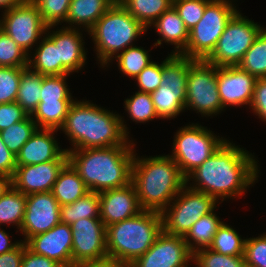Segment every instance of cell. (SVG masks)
<instances>
[{"label": "cell", "instance_id": "cell-34", "mask_svg": "<svg viewBox=\"0 0 266 267\" xmlns=\"http://www.w3.org/2000/svg\"><path fill=\"white\" fill-rule=\"evenodd\" d=\"M245 240L234 227L223 222L209 249L219 254L241 256L244 255Z\"/></svg>", "mask_w": 266, "mask_h": 267}, {"label": "cell", "instance_id": "cell-4", "mask_svg": "<svg viewBox=\"0 0 266 267\" xmlns=\"http://www.w3.org/2000/svg\"><path fill=\"white\" fill-rule=\"evenodd\" d=\"M135 156L132 178L143 210L162 212L186 185V177L168 155Z\"/></svg>", "mask_w": 266, "mask_h": 267}, {"label": "cell", "instance_id": "cell-12", "mask_svg": "<svg viewBox=\"0 0 266 267\" xmlns=\"http://www.w3.org/2000/svg\"><path fill=\"white\" fill-rule=\"evenodd\" d=\"M186 85L185 110L193 109L202 117L216 116L225 111L219 96L216 65L206 60H193Z\"/></svg>", "mask_w": 266, "mask_h": 267}, {"label": "cell", "instance_id": "cell-40", "mask_svg": "<svg viewBox=\"0 0 266 267\" xmlns=\"http://www.w3.org/2000/svg\"><path fill=\"white\" fill-rule=\"evenodd\" d=\"M69 75H42L40 101L76 100L66 83Z\"/></svg>", "mask_w": 266, "mask_h": 267}, {"label": "cell", "instance_id": "cell-54", "mask_svg": "<svg viewBox=\"0 0 266 267\" xmlns=\"http://www.w3.org/2000/svg\"><path fill=\"white\" fill-rule=\"evenodd\" d=\"M23 0H0V10L8 11L9 9L19 5Z\"/></svg>", "mask_w": 266, "mask_h": 267}, {"label": "cell", "instance_id": "cell-24", "mask_svg": "<svg viewBox=\"0 0 266 267\" xmlns=\"http://www.w3.org/2000/svg\"><path fill=\"white\" fill-rule=\"evenodd\" d=\"M112 5L110 0H71L64 23L69 24L67 28L82 27L88 32Z\"/></svg>", "mask_w": 266, "mask_h": 267}, {"label": "cell", "instance_id": "cell-44", "mask_svg": "<svg viewBox=\"0 0 266 267\" xmlns=\"http://www.w3.org/2000/svg\"><path fill=\"white\" fill-rule=\"evenodd\" d=\"M244 258L246 266L266 267V233L246 238Z\"/></svg>", "mask_w": 266, "mask_h": 267}, {"label": "cell", "instance_id": "cell-33", "mask_svg": "<svg viewBox=\"0 0 266 267\" xmlns=\"http://www.w3.org/2000/svg\"><path fill=\"white\" fill-rule=\"evenodd\" d=\"M237 66L256 79L266 78V27L256 37Z\"/></svg>", "mask_w": 266, "mask_h": 267}, {"label": "cell", "instance_id": "cell-23", "mask_svg": "<svg viewBox=\"0 0 266 267\" xmlns=\"http://www.w3.org/2000/svg\"><path fill=\"white\" fill-rule=\"evenodd\" d=\"M151 26L155 27V31L161 37L154 43V47L163 43L174 45L175 51L172 50L171 54H181L186 49L189 30L185 27L183 20L173 6L165 11Z\"/></svg>", "mask_w": 266, "mask_h": 267}, {"label": "cell", "instance_id": "cell-52", "mask_svg": "<svg viewBox=\"0 0 266 267\" xmlns=\"http://www.w3.org/2000/svg\"><path fill=\"white\" fill-rule=\"evenodd\" d=\"M80 267H133V265L130 262H123L108 258L106 260L85 264Z\"/></svg>", "mask_w": 266, "mask_h": 267}, {"label": "cell", "instance_id": "cell-42", "mask_svg": "<svg viewBox=\"0 0 266 267\" xmlns=\"http://www.w3.org/2000/svg\"><path fill=\"white\" fill-rule=\"evenodd\" d=\"M28 67H0V104L16 101L21 72Z\"/></svg>", "mask_w": 266, "mask_h": 267}, {"label": "cell", "instance_id": "cell-46", "mask_svg": "<svg viewBox=\"0 0 266 267\" xmlns=\"http://www.w3.org/2000/svg\"><path fill=\"white\" fill-rule=\"evenodd\" d=\"M29 114L16 102L0 104V131L26 119Z\"/></svg>", "mask_w": 266, "mask_h": 267}, {"label": "cell", "instance_id": "cell-18", "mask_svg": "<svg viewBox=\"0 0 266 267\" xmlns=\"http://www.w3.org/2000/svg\"><path fill=\"white\" fill-rule=\"evenodd\" d=\"M52 28H55V26H47L45 34L58 47L61 75L78 73L87 63L86 55L88 51L85 50L82 33L84 30L67 28L65 24L58 30L56 28V31H52Z\"/></svg>", "mask_w": 266, "mask_h": 267}, {"label": "cell", "instance_id": "cell-28", "mask_svg": "<svg viewBox=\"0 0 266 267\" xmlns=\"http://www.w3.org/2000/svg\"><path fill=\"white\" fill-rule=\"evenodd\" d=\"M75 100L40 101L31 115L40 129L59 131L64 125L66 115Z\"/></svg>", "mask_w": 266, "mask_h": 267}, {"label": "cell", "instance_id": "cell-20", "mask_svg": "<svg viewBox=\"0 0 266 267\" xmlns=\"http://www.w3.org/2000/svg\"><path fill=\"white\" fill-rule=\"evenodd\" d=\"M68 160L47 161L41 164L17 166L12 186L24 195L50 192Z\"/></svg>", "mask_w": 266, "mask_h": 267}, {"label": "cell", "instance_id": "cell-15", "mask_svg": "<svg viewBox=\"0 0 266 267\" xmlns=\"http://www.w3.org/2000/svg\"><path fill=\"white\" fill-rule=\"evenodd\" d=\"M60 223V204L52 192L26 195V208L20 234L26 242L30 237L45 233Z\"/></svg>", "mask_w": 266, "mask_h": 267}, {"label": "cell", "instance_id": "cell-7", "mask_svg": "<svg viewBox=\"0 0 266 267\" xmlns=\"http://www.w3.org/2000/svg\"><path fill=\"white\" fill-rule=\"evenodd\" d=\"M192 61L171 53L163 60L161 85L150 93L159 119L171 120L185 112L186 84Z\"/></svg>", "mask_w": 266, "mask_h": 267}, {"label": "cell", "instance_id": "cell-16", "mask_svg": "<svg viewBox=\"0 0 266 267\" xmlns=\"http://www.w3.org/2000/svg\"><path fill=\"white\" fill-rule=\"evenodd\" d=\"M192 253L182 236L166 234L163 231L155 243L133 263V267H190Z\"/></svg>", "mask_w": 266, "mask_h": 267}, {"label": "cell", "instance_id": "cell-32", "mask_svg": "<svg viewBox=\"0 0 266 267\" xmlns=\"http://www.w3.org/2000/svg\"><path fill=\"white\" fill-rule=\"evenodd\" d=\"M26 208V195L13 186L0 196V227L4 224L17 226L20 231Z\"/></svg>", "mask_w": 266, "mask_h": 267}, {"label": "cell", "instance_id": "cell-1", "mask_svg": "<svg viewBox=\"0 0 266 267\" xmlns=\"http://www.w3.org/2000/svg\"><path fill=\"white\" fill-rule=\"evenodd\" d=\"M256 160L252 153L226 140L186 177V184L210 195L219 204L229 198H240L258 181L260 167Z\"/></svg>", "mask_w": 266, "mask_h": 267}, {"label": "cell", "instance_id": "cell-53", "mask_svg": "<svg viewBox=\"0 0 266 267\" xmlns=\"http://www.w3.org/2000/svg\"><path fill=\"white\" fill-rule=\"evenodd\" d=\"M12 186V177L0 173V196H2Z\"/></svg>", "mask_w": 266, "mask_h": 267}, {"label": "cell", "instance_id": "cell-17", "mask_svg": "<svg viewBox=\"0 0 266 267\" xmlns=\"http://www.w3.org/2000/svg\"><path fill=\"white\" fill-rule=\"evenodd\" d=\"M72 229L60 222L45 233L30 237L26 247L35 254L55 260L62 267H72Z\"/></svg>", "mask_w": 266, "mask_h": 267}, {"label": "cell", "instance_id": "cell-22", "mask_svg": "<svg viewBox=\"0 0 266 267\" xmlns=\"http://www.w3.org/2000/svg\"><path fill=\"white\" fill-rule=\"evenodd\" d=\"M55 132L57 133L58 131L37 128L16 155L17 166L68 160L67 151L59 145L55 138Z\"/></svg>", "mask_w": 266, "mask_h": 267}, {"label": "cell", "instance_id": "cell-48", "mask_svg": "<svg viewBox=\"0 0 266 267\" xmlns=\"http://www.w3.org/2000/svg\"><path fill=\"white\" fill-rule=\"evenodd\" d=\"M21 267H62L55 260L49 259L46 256L35 254L30 251L24 242V255L21 262Z\"/></svg>", "mask_w": 266, "mask_h": 267}, {"label": "cell", "instance_id": "cell-5", "mask_svg": "<svg viewBox=\"0 0 266 267\" xmlns=\"http://www.w3.org/2000/svg\"><path fill=\"white\" fill-rule=\"evenodd\" d=\"M163 231L160 212L143 210L106 227L109 259L133 263L145 254Z\"/></svg>", "mask_w": 266, "mask_h": 267}, {"label": "cell", "instance_id": "cell-51", "mask_svg": "<svg viewBox=\"0 0 266 267\" xmlns=\"http://www.w3.org/2000/svg\"><path fill=\"white\" fill-rule=\"evenodd\" d=\"M9 233L0 228V255L15 249L22 241H11Z\"/></svg>", "mask_w": 266, "mask_h": 267}, {"label": "cell", "instance_id": "cell-21", "mask_svg": "<svg viewBox=\"0 0 266 267\" xmlns=\"http://www.w3.org/2000/svg\"><path fill=\"white\" fill-rule=\"evenodd\" d=\"M100 219L105 227L139 214L140 206L133 183L99 192Z\"/></svg>", "mask_w": 266, "mask_h": 267}, {"label": "cell", "instance_id": "cell-35", "mask_svg": "<svg viewBox=\"0 0 266 267\" xmlns=\"http://www.w3.org/2000/svg\"><path fill=\"white\" fill-rule=\"evenodd\" d=\"M148 50L139 46H130L115 57L118 70L129 78H134L151 62Z\"/></svg>", "mask_w": 266, "mask_h": 267}, {"label": "cell", "instance_id": "cell-45", "mask_svg": "<svg viewBox=\"0 0 266 267\" xmlns=\"http://www.w3.org/2000/svg\"><path fill=\"white\" fill-rule=\"evenodd\" d=\"M162 78V61L161 64L151 62L134 78L139 87L137 91L152 93L161 85Z\"/></svg>", "mask_w": 266, "mask_h": 267}, {"label": "cell", "instance_id": "cell-13", "mask_svg": "<svg viewBox=\"0 0 266 267\" xmlns=\"http://www.w3.org/2000/svg\"><path fill=\"white\" fill-rule=\"evenodd\" d=\"M2 16L0 28L30 54L47 29L36 4L32 0H23Z\"/></svg>", "mask_w": 266, "mask_h": 267}, {"label": "cell", "instance_id": "cell-50", "mask_svg": "<svg viewBox=\"0 0 266 267\" xmlns=\"http://www.w3.org/2000/svg\"><path fill=\"white\" fill-rule=\"evenodd\" d=\"M24 255V242H21L15 249L0 255V267H21Z\"/></svg>", "mask_w": 266, "mask_h": 267}, {"label": "cell", "instance_id": "cell-2", "mask_svg": "<svg viewBox=\"0 0 266 267\" xmlns=\"http://www.w3.org/2000/svg\"><path fill=\"white\" fill-rule=\"evenodd\" d=\"M125 123L124 118L116 112L99 107L89 100L76 99L60 130L67 135L73 147L66 151L134 145Z\"/></svg>", "mask_w": 266, "mask_h": 267}, {"label": "cell", "instance_id": "cell-3", "mask_svg": "<svg viewBox=\"0 0 266 267\" xmlns=\"http://www.w3.org/2000/svg\"><path fill=\"white\" fill-rule=\"evenodd\" d=\"M134 146L68 150V162L90 192L120 188L131 183Z\"/></svg>", "mask_w": 266, "mask_h": 267}, {"label": "cell", "instance_id": "cell-25", "mask_svg": "<svg viewBox=\"0 0 266 267\" xmlns=\"http://www.w3.org/2000/svg\"><path fill=\"white\" fill-rule=\"evenodd\" d=\"M51 192L60 206H62L75 202L90 191L77 171L68 162L59 173Z\"/></svg>", "mask_w": 266, "mask_h": 267}, {"label": "cell", "instance_id": "cell-29", "mask_svg": "<svg viewBox=\"0 0 266 267\" xmlns=\"http://www.w3.org/2000/svg\"><path fill=\"white\" fill-rule=\"evenodd\" d=\"M119 3L147 29L173 6V0H119Z\"/></svg>", "mask_w": 266, "mask_h": 267}, {"label": "cell", "instance_id": "cell-38", "mask_svg": "<svg viewBox=\"0 0 266 267\" xmlns=\"http://www.w3.org/2000/svg\"><path fill=\"white\" fill-rule=\"evenodd\" d=\"M192 262L196 267H246L244 255H224L209 248L195 251L192 254Z\"/></svg>", "mask_w": 266, "mask_h": 267}, {"label": "cell", "instance_id": "cell-27", "mask_svg": "<svg viewBox=\"0 0 266 267\" xmlns=\"http://www.w3.org/2000/svg\"><path fill=\"white\" fill-rule=\"evenodd\" d=\"M214 211L215 209L201 217L184 236L187 247L192 254L197 250L209 248L213 242L214 235L222 225L223 221Z\"/></svg>", "mask_w": 266, "mask_h": 267}, {"label": "cell", "instance_id": "cell-55", "mask_svg": "<svg viewBox=\"0 0 266 267\" xmlns=\"http://www.w3.org/2000/svg\"><path fill=\"white\" fill-rule=\"evenodd\" d=\"M113 4L119 3V0H110Z\"/></svg>", "mask_w": 266, "mask_h": 267}, {"label": "cell", "instance_id": "cell-8", "mask_svg": "<svg viewBox=\"0 0 266 267\" xmlns=\"http://www.w3.org/2000/svg\"><path fill=\"white\" fill-rule=\"evenodd\" d=\"M235 0H211L201 20L189 30L186 49L180 54L193 60H206L214 51L228 21L238 11Z\"/></svg>", "mask_w": 266, "mask_h": 267}, {"label": "cell", "instance_id": "cell-49", "mask_svg": "<svg viewBox=\"0 0 266 267\" xmlns=\"http://www.w3.org/2000/svg\"><path fill=\"white\" fill-rule=\"evenodd\" d=\"M16 167V155L7 148L0 135V173L13 177Z\"/></svg>", "mask_w": 266, "mask_h": 267}, {"label": "cell", "instance_id": "cell-37", "mask_svg": "<svg viewBox=\"0 0 266 267\" xmlns=\"http://www.w3.org/2000/svg\"><path fill=\"white\" fill-rule=\"evenodd\" d=\"M37 129V125L29 115L26 119L0 131L2 141L7 148L17 155L22 146L29 140Z\"/></svg>", "mask_w": 266, "mask_h": 267}, {"label": "cell", "instance_id": "cell-6", "mask_svg": "<svg viewBox=\"0 0 266 267\" xmlns=\"http://www.w3.org/2000/svg\"><path fill=\"white\" fill-rule=\"evenodd\" d=\"M147 30L120 3L113 4L87 33L92 37L100 68L108 67Z\"/></svg>", "mask_w": 266, "mask_h": 267}, {"label": "cell", "instance_id": "cell-41", "mask_svg": "<svg viewBox=\"0 0 266 267\" xmlns=\"http://www.w3.org/2000/svg\"><path fill=\"white\" fill-rule=\"evenodd\" d=\"M47 26L62 25L66 21L71 0H32ZM60 23V24H59Z\"/></svg>", "mask_w": 266, "mask_h": 267}, {"label": "cell", "instance_id": "cell-11", "mask_svg": "<svg viewBox=\"0 0 266 267\" xmlns=\"http://www.w3.org/2000/svg\"><path fill=\"white\" fill-rule=\"evenodd\" d=\"M263 29L261 24L243 16L238 10L228 21L206 61L217 67L237 66Z\"/></svg>", "mask_w": 266, "mask_h": 267}, {"label": "cell", "instance_id": "cell-10", "mask_svg": "<svg viewBox=\"0 0 266 267\" xmlns=\"http://www.w3.org/2000/svg\"><path fill=\"white\" fill-rule=\"evenodd\" d=\"M218 202L210 195L186 184L161 212L163 232L184 237L201 217L216 209Z\"/></svg>", "mask_w": 266, "mask_h": 267}, {"label": "cell", "instance_id": "cell-39", "mask_svg": "<svg viewBox=\"0 0 266 267\" xmlns=\"http://www.w3.org/2000/svg\"><path fill=\"white\" fill-rule=\"evenodd\" d=\"M28 53L0 28V67H28Z\"/></svg>", "mask_w": 266, "mask_h": 267}, {"label": "cell", "instance_id": "cell-26", "mask_svg": "<svg viewBox=\"0 0 266 267\" xmlns=\"http://www.w3.org/2000/svg\"><path fill=\"white\" fill-rule=\"evenodd\" d=\"M35 52L28 54V68L41 75H61V60L58 47L45 34L35 47ZM32 55V56H31ZM32 58V59H31Z\"/></svg>", "mask_w": 266, "mask_h": 267}, {"label": "cell", "instance_id": "cell-31", "mask_svg": "<svg viewBox=\"0 0 266 267\" xmlns=\"http://www.w3.org/2000/svg\"><path fill=\"white\" fill-rule=\"evenodd\" d=\"M42 75L25 68L21 72L20 85L16 102L32 115L40 102Z\"/></svg>", "mask_w": 266, "mask_h": 267}, {"label": "cell", "instance_id": "cell-36", "mask_svg": "<svg viewBox=\"0 0 266 267\" xmlns=\"http://www.w3.org/2000/svg\"><path fill=\"white\" fill-rule=\"evenodd\" d=\"M124 105V110L133 122L146 123L158 118L150 93L136 91L125 99Z\"/></svg>", "mask_w": 266, "mask_h": 267}, {"label": "cell", "instance_id": "cell-14", "mask_svg": "<svg viewBox=\"0 0 266 267\" xmlns=\"http://www.w3.org/2000/svg\"><path fill=\"white\" fill-rule=\"evenodd\" d=\"M72 229V267L108 259L106 227L100 218H84Z\"/></svg>", "mask_w": 266, "mask_h": 267}, {"label": "cell", "instance_id": "cell-9", "mask_svg": "<svg viewBox=\"0 0 266 267\" xmlns=\"http://www.w3.org/2000/svg\"><path fill=\"white\" fill-rule=\"evenodd\" d=\"M223 138L198 123L187 124L174 135L172 154L169 156L187 177L227 140Z\"/></svg>", "mask_w": 266, "mask_h": 267}, {"label": "cell", "instance_id": "cell-43", "mask_svg": "<svg viewBox=\"0 0 266 267\" xmlns=\"http://www.w3.org/2000/svg\"><path fill=\"white\" fill-rule=\"evenodd\" d=\"M211 0H173V7L183 20L185 27L190 30L202 18L207 4Z\"/></svg>", "mask_w": 266, "mask_h": 267}, {"label": "cell", "instance_id": "cell-19", "mask_svg": "<svg viewBox=\"0 0 266 267\" xmlns=\"http://www.w3.org/2000/svg\"><path fill=\"white\" fill-rule=\"evenodd\" d=\"M256 78L238 66L217 67V84L224 108L250 106Z\"/></svg>", "mask_w": 266, "mask_h": 267}, {"label": "cell", "instance_id": "cell-47", "mask_svg": "<svg viewBox=\"0 0 266 267\" xmlns=\"http://www.w3.org/2000/svg\"><path fill=\"white\" fill-rule=\"evenodd\" d=\"M250 108L258 118L266 121V78L256 79Z\"/></svg>", "mask_w": 266, "mask_h": 267}, {"label": "cell", "instance_id": "cell-30", "mask_svg": "<svg viewBox=\"0 0 266 267\" xmlns=\"http://www.w3.org/2000/svg\"><path fill=\"white\" fill-rule=\"evenodd\" d=\"M84 218H100L99 192H88L75 202L60 206V222L71 225Z\"/></svg>", "mask_w": 266, "mask_h": 267}]
</instances>
